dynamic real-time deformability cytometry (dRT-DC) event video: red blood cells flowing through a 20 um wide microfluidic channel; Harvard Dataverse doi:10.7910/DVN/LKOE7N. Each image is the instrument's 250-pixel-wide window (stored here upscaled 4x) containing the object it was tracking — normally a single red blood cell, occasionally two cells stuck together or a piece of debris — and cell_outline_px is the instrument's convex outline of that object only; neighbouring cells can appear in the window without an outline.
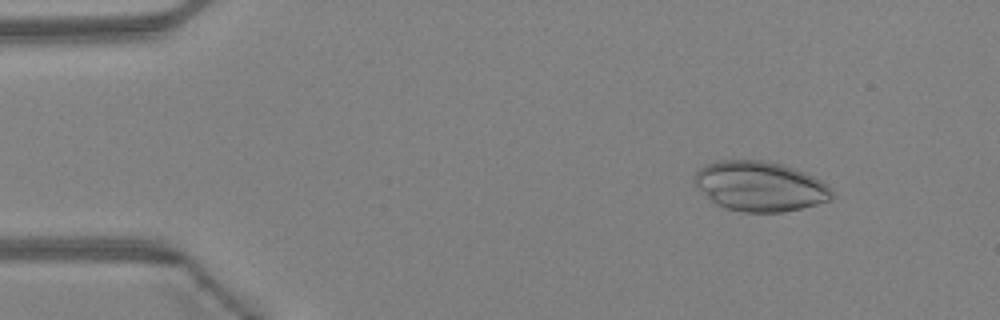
{"species": "Egyptian fruit bat (a non-hibernating species)", "species_latin": "Rousettus aegyptiacus", "temperature_condition": "warm", "stored_images_in_passage": 47, "camera_frame_rate_fps": 3000, "um_per_image_px": 0.085, "animal": {"sex": "female"}, "frame": {"image": 1, "passage_image": 6, "time_ms": 1.667, "image_size_px": [1000, 320], "cell_outline_px": [[836, 196], [832, 200], [784, 212], [740, 212], [728, 208], [712, 200], [692, 180], [696, 172], [704, 164], [716, 160], [764, 160], [784, 164], [796, 168], [820, 180], [832, 188]], "centroid_in_image_um": [64.65, 15.81], "position_along_channel_um": 20.4, "area_um2": 40.0}}
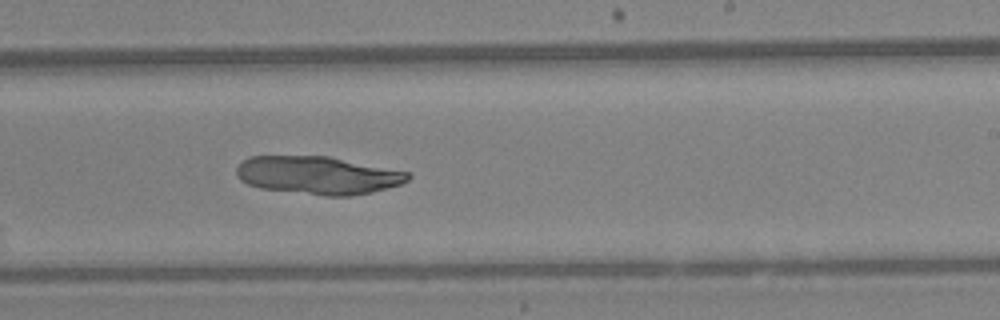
{"frame": {"image": 2, "passage_image": 29, "time_ms": 9.333, "image_size_px": [1000, 320], "cell_outline_px": [[412, 176], [408, 180], [400, 184], [372, 192], [352, 196], [324, 196], [260, 188], [248, 184], [240, 180], [236, 172], [236, 168], [248, 156], [328, 156], [408, 172]], "centroid_in_image_um": [27.01, 14.9], "position_along_channel_um": 262.0, "area_um2": 37.86}}
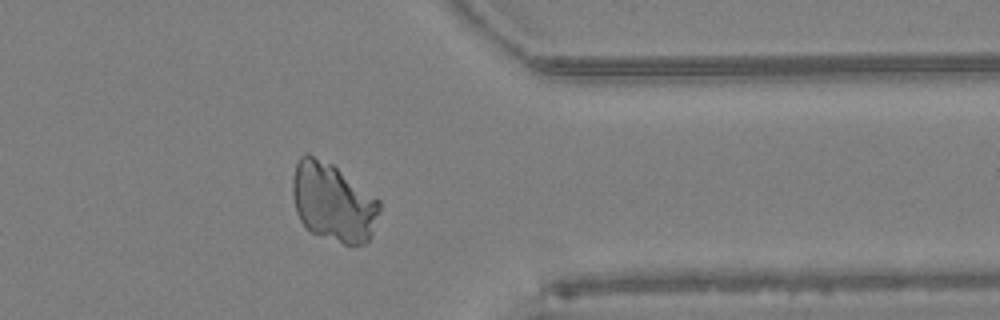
{"frame": {"image": 3, "passage_image": 38, "time_ms": 12.333, "image_size_px": [1000, 320], "cell_outline_px": [[380, 208], [372, 236], [364, 244], [344, 244], [312, 232], [304, 228], [296, 212], [292, 196], [292, 180], [296, 164], [300, 156], [304, 152], [308, 152], [332, 164], [376, 196], [380, 200]], "centroid_in_image_um": [28.3, 17.17], "position_along_channel_um": 383.1, "area_um2": 40.11}}